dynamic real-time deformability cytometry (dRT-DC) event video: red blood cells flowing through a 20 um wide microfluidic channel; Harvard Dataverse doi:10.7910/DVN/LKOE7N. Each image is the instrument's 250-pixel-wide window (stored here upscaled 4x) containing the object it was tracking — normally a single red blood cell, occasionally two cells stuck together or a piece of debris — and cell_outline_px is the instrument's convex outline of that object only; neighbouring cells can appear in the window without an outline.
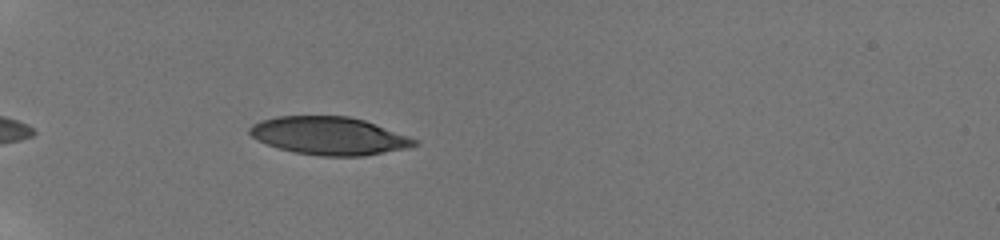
{"species": "human", "species_latin": "Homo sapiens", "temperature_condition": "room temperature", "stored_images_in_passage": 28, "camera_frame_rate_fps": 3000, "um_per_image_px": 0.085, "donor": {"sex": "male"}, "frame": {"image": 1, "passage_image": 1, "time_ms": 0.0, "image_size_px": [1000, 240], "cell_outline_px": [[420, 144], [408, 148], [364, 156], [320, 156], [292, 152], [268, 144], [252, 136], [248, 132], [248, 128], [252, 124], [260, 120], [276, 116], [348, 116], [364, 120], [420, 140]], "centroid_in_image_um": [28.0, 11.55], "position_along_channel_um": 57.0, "area_um2": 36.53}}
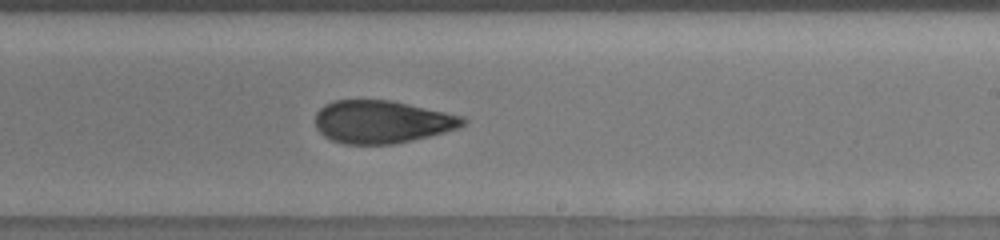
{"frame": {"image": 2, "passage_image": 19, "time_ms": 6.0, "image_size_px": [1000, 240], "cell_outline_px": [[468, 120], [460, 128], [412, 140], [392, 144], [344, 144], [332, 140], [324, 136], [316, 128], [316, 112], [324, 104], [332, 100], [392, 100], [464, 116]], "centroid_in_image_um": [32.47, 10.34], "position_along_channel_um": 256.5, "area_um2": 36.93}}
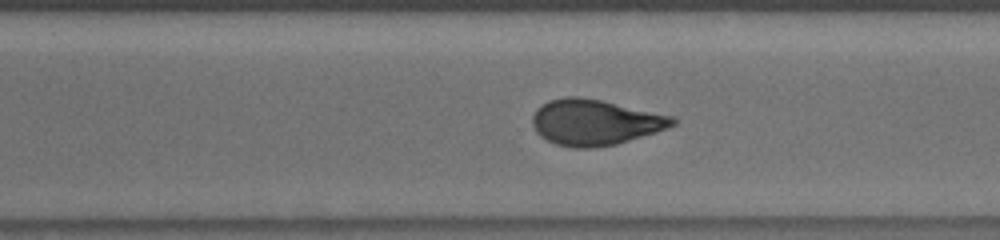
{"frame": {"image": 3, "passage_image": 24, "time_ms": 7.667, "image_size_px": [1000, 240], "cell_outline_px": [[680, 120], [676, 124], [668, 128], [656, 132], [616, 144], [592, 148], [572, 148], [556, 144], [540, 136], [536, 132], [532, 124], [532, 116], [536, 108], [548, 100], [564, 96], [580, 96], [600, 100], [676, 116]], "centroid_in_image_um": [50.59, 10.38], "position_along_channel_um": 320.0, "area_um2": 37.74}}